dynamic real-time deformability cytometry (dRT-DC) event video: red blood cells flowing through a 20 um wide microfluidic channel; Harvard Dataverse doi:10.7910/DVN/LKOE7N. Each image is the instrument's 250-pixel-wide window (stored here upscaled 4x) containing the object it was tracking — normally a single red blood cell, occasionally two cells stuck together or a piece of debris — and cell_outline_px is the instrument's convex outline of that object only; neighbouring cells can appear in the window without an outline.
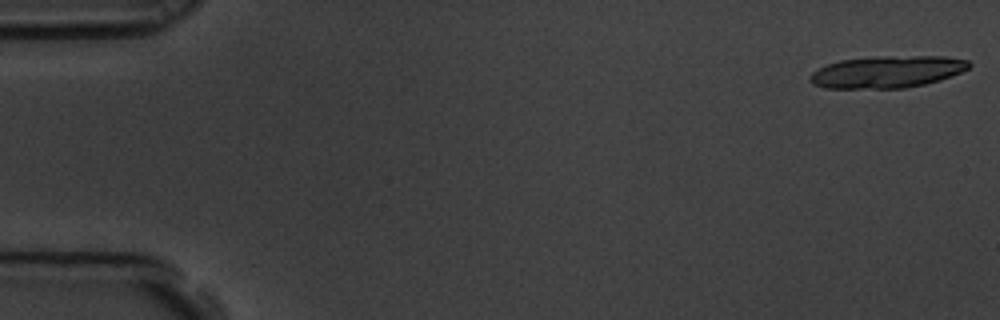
{"species": "common noctule bat (a hibernating species)", "species_latin": "Nyctalus noctula", "temperature_condition": "room temperature", "stored_images_in_passage": 6, "camera_frame_rate_fps": 3000, "um_per_image_px": 0.085, "animal": {"sex": "male", "body_mass_g": 19.5, "forearm_length_mm": 54.6}, "frame": {"image": 1, "passage_image": 1, "time_ms": 0.0, "image_size_px": [1000, 320], "cell_outline_px": [[972, 64], [968, 68], [952, 76], [940, 80], [924, 84], [904, 88], [824, 88], [812, 84], [808, 80], [808, 76], [812, 72], [828, 64], [840, 60], [884, 56], [944, 56], [968, 60]], "centroid_in_image_um": [75.4, 6.11], "position_along_channel_um": 9.6, "area_um2": 29.65}}